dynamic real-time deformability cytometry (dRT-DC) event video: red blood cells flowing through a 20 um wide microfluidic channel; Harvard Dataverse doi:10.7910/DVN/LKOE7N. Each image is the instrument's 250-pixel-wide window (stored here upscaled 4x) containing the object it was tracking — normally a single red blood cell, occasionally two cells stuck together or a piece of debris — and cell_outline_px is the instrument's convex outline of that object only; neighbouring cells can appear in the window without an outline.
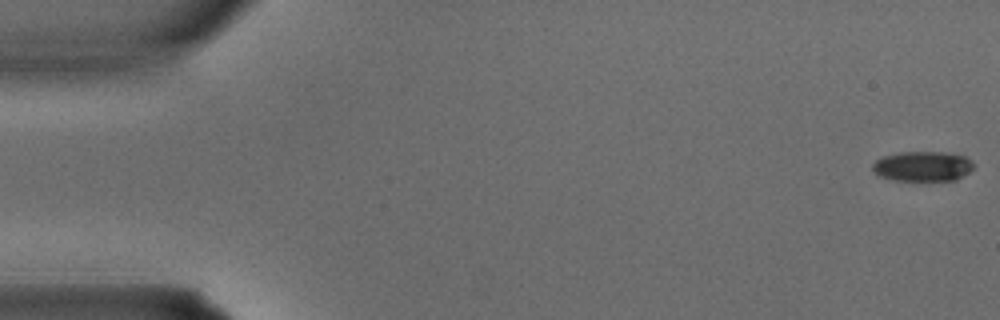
{"species": "common noctule bat (a hibernating species)", "species_latin": "Nyctalus noctula", "temperature_condition": "warm", "stored_images_in_passage": 3, "camera_frame_rate_fps": 3000, "um_per_image_px": 0.085, "animal": {"sex": "male", "body_mass_g": 15.6}, "frame": {"image": 1, "passage_image": 1, "time_ms": 0.0, "image_size_px": [1000, 320], "cell_outline_px": [[972, 168], [968, 172], [956, 180], [924, 184], [892, 180], [876, 176], [872, 172], [872, 164], [876, 160], [884, 156], [900, 152], [948, 152], [964, 156], [972, 160]], "centroid_in_image_um": [78.38, 14.2], "position_along_channel_um": 6.6, "area_um2": 18.67}}